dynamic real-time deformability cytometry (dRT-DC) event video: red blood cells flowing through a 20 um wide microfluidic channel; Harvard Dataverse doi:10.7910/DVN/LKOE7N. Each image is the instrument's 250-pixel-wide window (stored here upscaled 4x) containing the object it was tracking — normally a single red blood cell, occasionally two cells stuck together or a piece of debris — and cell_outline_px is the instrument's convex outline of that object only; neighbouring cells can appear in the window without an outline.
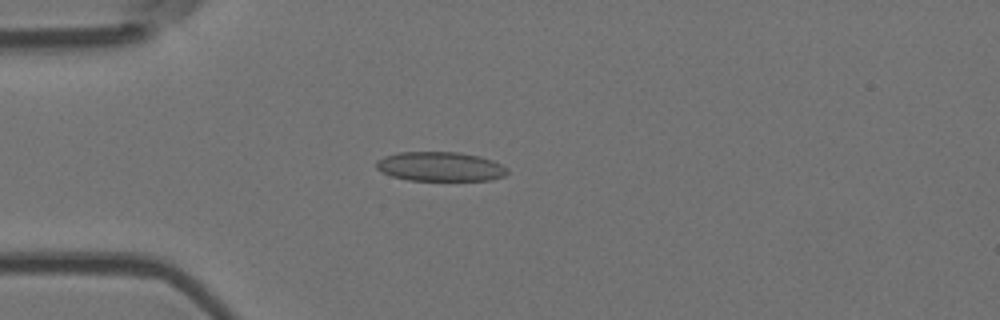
{"species": "Egyptian fruit bat (a non-hibernating species)", "species_latin": "Rousettus aegyptiacus", "temperature_condition": "room temperature", "stored_images_in_passage": 5, "camera_frame_rate_fps": 3000, "um_per_image_px": 0.085, "animal": {"sex": "female"}, "frame": {"image": 1, "passage_image": 4, "time_ms": 1.0, "image_size_px": [1000, 320], "cell_outline_px": [[508, 172], [504, 176], [492, 180], [408, 180], [392, 176], [380, 172], [376, 168], [376, 160], [384, 156], [400, 152], [460, 152], [480, 156], [492, 160], [508, 168]], "centroid_in_image_um": [37.41, 14.15], "position_along_channel_um": 47.6, "area_um2": 22.54}}